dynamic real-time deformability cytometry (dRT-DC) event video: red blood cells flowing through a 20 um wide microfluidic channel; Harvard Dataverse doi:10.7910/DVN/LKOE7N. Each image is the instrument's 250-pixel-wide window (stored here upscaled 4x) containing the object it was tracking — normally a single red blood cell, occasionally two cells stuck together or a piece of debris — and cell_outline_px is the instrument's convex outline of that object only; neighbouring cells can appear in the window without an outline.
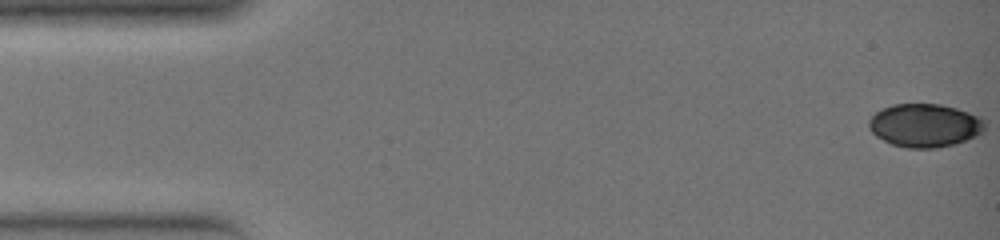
{"species": "common noctule bat (a hibernating species)", "species_latin": "Nyctalus noctula", "temperature_condition": "warm", "stored_images_in_passage": 35, "camera_frame_rate_fps": 3000, "um_per_image_px": 0.085, "animal": {"sex": "female", "body_mass_g": 19.0, "forearm_length_mm": 51.5}, "frame": {"image": 1, "passage_image": 1, "time_ms": 0.0, "image_size_px": [1000, 240], "cell_outline_px": [[984, 128], [976, 136], [952, 144], [936, 148], [908, 148], [892, 144], [876, 136], [868, 128], [868, 120], [876, 112], [892, 104], [940, 104], [956, 108], [968, 112], [984, 120]], "centroid_in_image_um": [78.56, 10.65], "position_along_channel_um": 6.4, "area_um2": 28.96}}
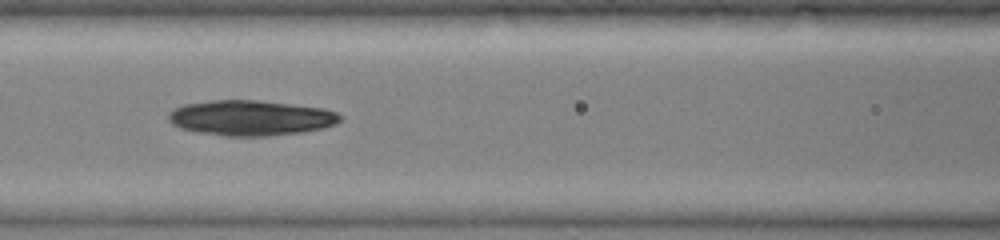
{"frame": {"image": 2, "passage_image": 16, "time_ms": 5.0, "image_size_px": [1000, 240], "cell_outline_px": [[344, 116], [336, 124], [320, 128], [300, 132], [264, 136], [228, 136], [200, 132], [180, 128], [172, 124], [168, 120], [168, 112], [184, 104], [212, 100], [260, 100], [324, 108], [336, 112]], "centroid_in_image_um": [21.31, 10.01], "position_along_channel_um": 145.3, "area_um2": 35.2}}
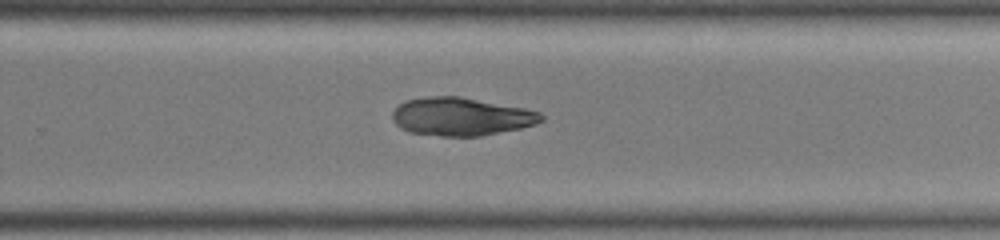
{"frame": {"image": 3, "passage_image": 24, "time_ms": 7.667, "image_size_px": [1000, 240], "cell_outline_px": [[544, 120], [536, 124], [520, 128], [480, 136], [440, 136], [408, 132], [400, 128], [392, 120], [392, 112], [400, 104], [408, 100], [428, 96], [460, 96], [524, 108], [540, 112], [544, 116]], "centroid_in_image_um": [39.19, 9.91], "position_along_channel_um": 290.6, "area_um2": 33.06}}